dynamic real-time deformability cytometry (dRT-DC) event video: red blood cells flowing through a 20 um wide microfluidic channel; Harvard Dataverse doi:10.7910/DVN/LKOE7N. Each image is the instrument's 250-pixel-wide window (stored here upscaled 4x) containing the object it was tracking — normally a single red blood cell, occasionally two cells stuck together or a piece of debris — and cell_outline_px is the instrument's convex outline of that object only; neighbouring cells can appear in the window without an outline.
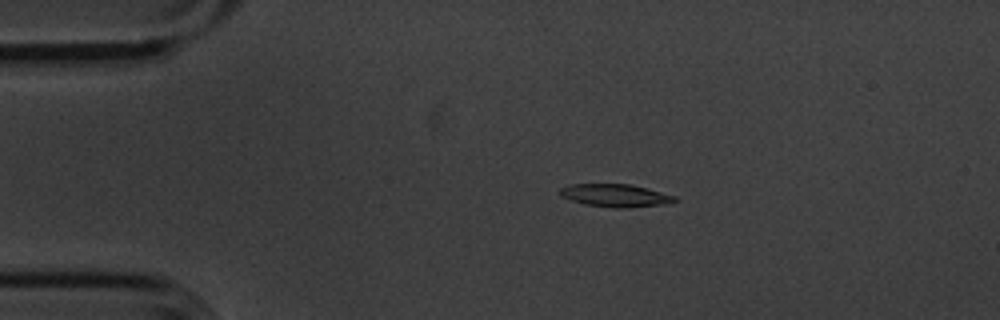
{"species": "common noctule bat (a hibernating species)", "species_latin": "Nyctalus noctula", "temperature_condition": "cold", "stored_images_in_passage": 54, "camera_frame_rate_fps": 3000, "um_per_image_px": 0.085, "animal": {"sex": "male", "body_mass_g": 20.1, "forearm_length_mm": 53.5}, "frame": {"image": 1, "passage_image": 10, "time_ms": 3.0, "image_size_px": [1000, 320], "cell_outline_px": [[680, 200], [664, 204], [628, 208], [612, 208], [584, 204], [560, 196], [560, 188], [572, 184], [628, 184], [648, 188], [676, 196]], "centroid_in_image_um": [52.34, 16.62], "position_along_channel_um": 32.7, "area_um2": 15.32}}
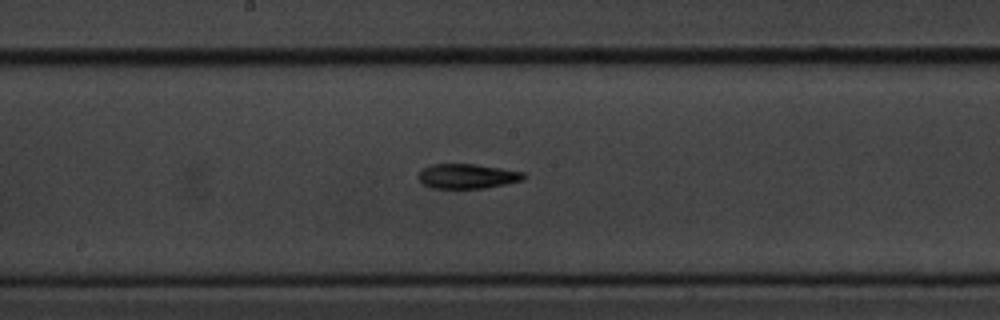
{"frame": {"image": 2, "passage_image": 28, "time_ms": 9.0, "image_size_px": [1000, 320], "cell_outline_px": [[524, 180], [484, 188], [432, 188], [424, 184], [416, 176], [424, 168], [432, 164], [476, 164], [524, 172]], "centroid_in_image_um": [39.71, 14.97], "position_along_channel_um": 208.5, "area_um2": 15.03}}
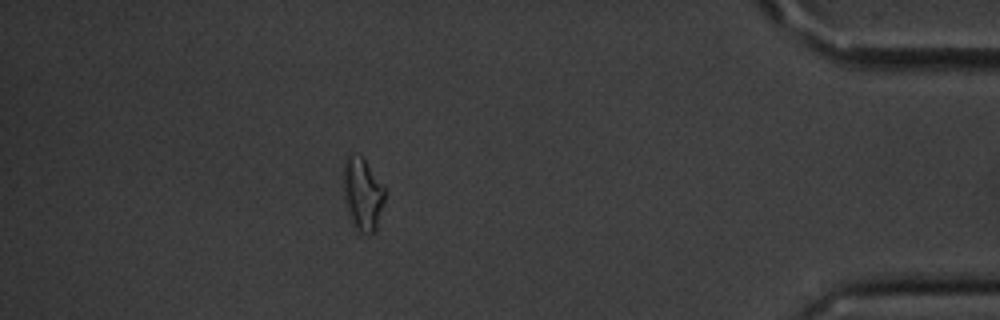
{"frame": {"image": 3, "passage_image": 48, "time_ms": 15.667, "image_size_px": [1000, 320], "cell_outline_px": [[384, 200], [376, 228], [372, 236], [368, 236], [356, 232], [348, 220], [344, 196], [344, 160], [348, 152], [360, 156], [364, 160], [384, 188]], "centroid_in_image_um": [30.77, 16.59], "position_along_channel_um": 404.4, "area_um2": 17.69}, "authors_computed_cell_mechanics": {"area_um2": 15.2881, "velocity_mm_per_s": 3.6157, "shape_relaxation_time_tau1_ms": 4.3849, "shape_relaxation_time_tau2_ms": 6.0473, "deformation_change_tau1": 0.1527, "deformation_change_tau2": 0.1803}}